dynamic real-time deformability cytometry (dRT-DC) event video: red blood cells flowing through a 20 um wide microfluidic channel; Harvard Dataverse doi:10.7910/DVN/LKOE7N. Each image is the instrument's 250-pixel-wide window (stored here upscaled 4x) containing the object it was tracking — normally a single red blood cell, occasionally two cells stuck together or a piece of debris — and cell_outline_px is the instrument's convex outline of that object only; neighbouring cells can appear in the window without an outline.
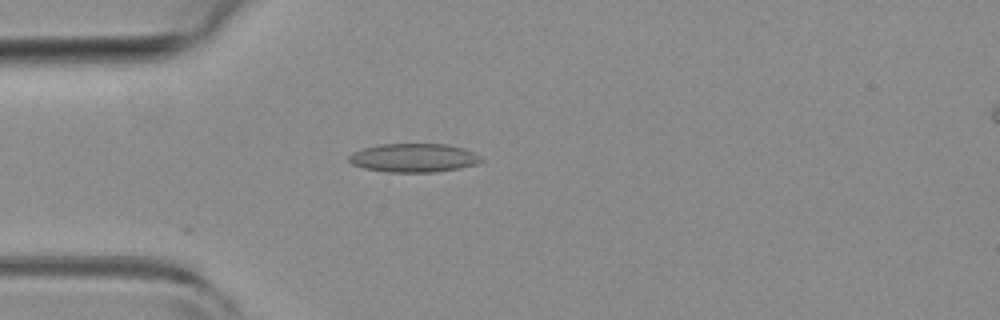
{"species": "common noctule bat (a hibernating species)", "species_latin": "Nyctalus noctula", "temperature_condition": "room temperature", "stored_images_in_passage": 5, "camera_frame_rate_fps": 3000, "um_per_image_px": 0.085, "animal": {"sex": "female", "body_mass_g": 19.3, "forearm_length_mm": 54.1}, "frame": {"image": 1, "passage_image": 5, "time_ms": 1.333, "image_size_px": [1000, 320], "cell_outline_px": [[484, 160], [476, 164], [460, 168], [436, 172], [384, 172], [364, 168], [352, 164], [348, 160], [348, 156], [352, 152], [364, 148], [380, 144], [448, 144], [464, 148], [480, 156]], "centroid_in_image_um": [35.16, 13.42], "position_along_channel_um": 49.8, "area_um2": 22.2}}